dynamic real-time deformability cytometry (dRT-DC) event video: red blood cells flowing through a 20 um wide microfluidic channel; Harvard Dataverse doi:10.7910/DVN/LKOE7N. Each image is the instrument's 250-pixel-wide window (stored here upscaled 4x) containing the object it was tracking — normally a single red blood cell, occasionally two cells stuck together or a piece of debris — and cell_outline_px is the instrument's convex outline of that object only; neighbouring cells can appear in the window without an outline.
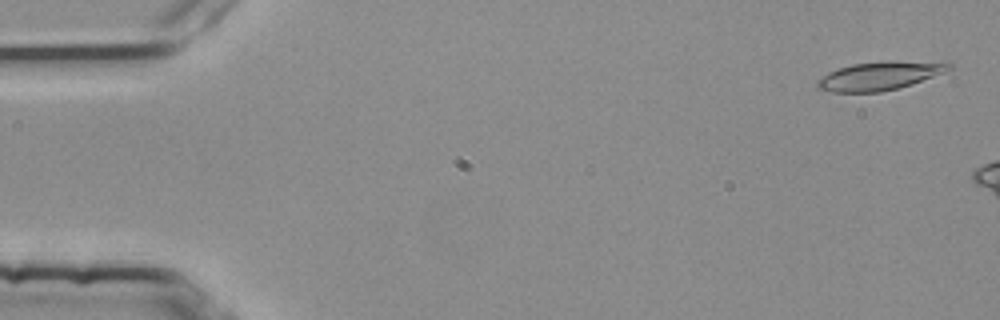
{"species": "common noctule bat (a hibernating species)", "species_latin": "Nyctalus noctula", "temperature_condition": "room temperature", "stored_images_in_passage": 9, "camera_frame_rate_fps": 3000, "um_per_image_px": 0.085, "animal": {"sex": "female", "body_mass_g": 25.1}, "frame": {"image": 1, "passage_image": 2, "time_ms": 0.333, "image_size_px": [1000, 320], "cell_outline_px": [[952, 68], [944, 72], [912, 84], [880, 92], [832, 92], [816, 88], [816, 80], [828, 72], [852, 64], [884, 60], [892, 60], [952, 64]], "centroid_in_image_um": [74.69, 6.45], "position_along_channel_um": 10.3, "area_um2": 21.68}}